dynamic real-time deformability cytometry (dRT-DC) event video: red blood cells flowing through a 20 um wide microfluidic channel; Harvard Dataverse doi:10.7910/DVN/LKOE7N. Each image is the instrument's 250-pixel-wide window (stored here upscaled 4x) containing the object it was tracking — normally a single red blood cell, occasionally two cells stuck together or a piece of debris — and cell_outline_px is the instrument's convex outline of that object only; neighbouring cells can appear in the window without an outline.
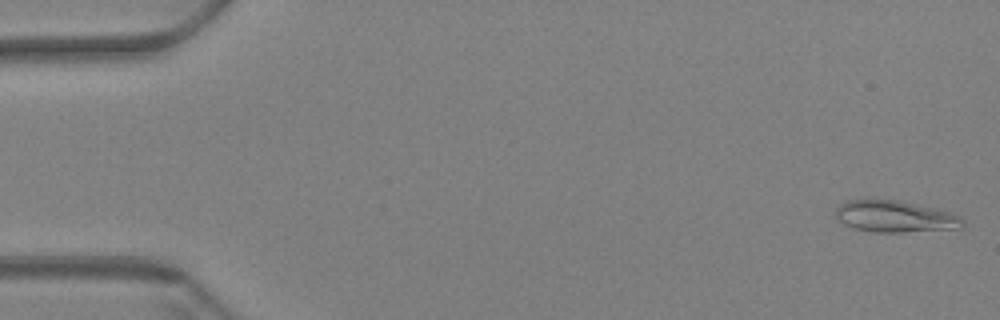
{"species": "Egyptian fruit bat (a non-hibernating species)", "species_latin": "Rousettus aegyptiacus", "temperature_condition": "warm", "stored_images_in_passage": 60, "camera_frame_rate_fps": 3000, "um_per_image_px": 0.085, "animal": {"sex": "female"}, "frame": {"image": 1, "passage_image": 2, "time_ms": 0.333, "image_size_px": [1000, 320], "cell_outline_px": [[964, 224], [960, 228], [904, 232], [872, 232], [852, 228], [844, 224], [836, 216], [836, 208], [840, 204], [848, 200], [900, 200], [936, 208], [952, 212], [960, 216], [964, 220]], "centroid_in_image_um": [76.11, 18.4], "position_along_channel_um": 8.9, "area_um2": 23.47}}
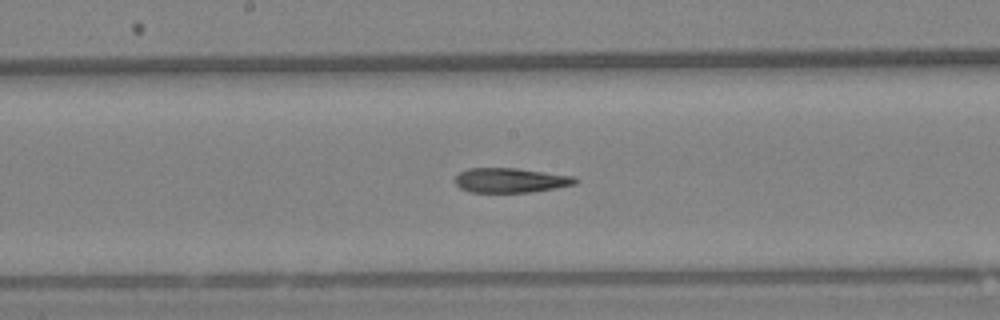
{"frame": {"image": 2, "passage_image": 32, "time_ms": 10.333, "image_size_px": [1000, 320], "cell_outline_px": [[580, 180], [576, 184], [556, 188], [528, 192], [468, 192], [460, 188], [456, 184], [456, 176], [460, 172], [468, 168], [516, 168], [572, 176]], "centroid_in_image_um": [43.39, 15.33], "position_along_channel_um": 204.8, "area_um2": 17.17}}
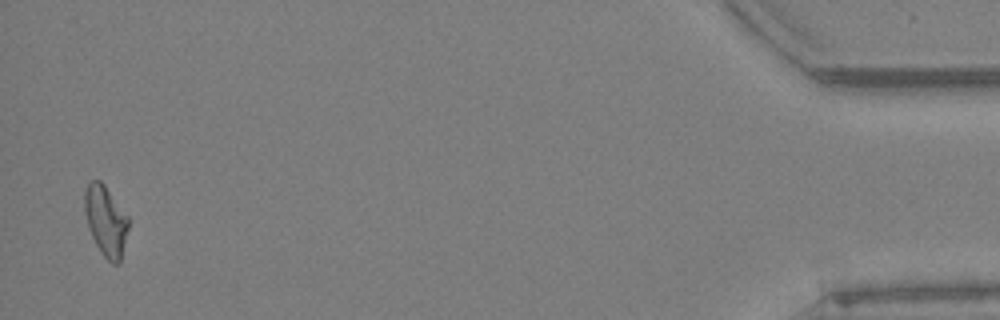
{"frame": {"image": 3, "passage_image": 59, "time_ms": 19.333, "image_size_px": [1000, 320], "cell_outline_px": [[128, 228], [120, 264], [112, 264], [100, 252], [88, 228], [84, 212], [84, 192], [88, 184], [92, 180], [100, 180], [104, 184], [128, 216]], "centroid_in_image_um": [8.98, 18.78], "position_along_channel_um": 426.2, "area_um2": 17.98}, "authors_computed_cell_mechanics": {"area_um2": 18.2359, "velocity_mm_per_s": 3.4378, "shape_relaxation_time_tau1_ms": null, "shape_relaxation_time_tau2_ms": 6.6105, "deformation_change_tau1": null, "deformation_change_tau2": 0.1733}}